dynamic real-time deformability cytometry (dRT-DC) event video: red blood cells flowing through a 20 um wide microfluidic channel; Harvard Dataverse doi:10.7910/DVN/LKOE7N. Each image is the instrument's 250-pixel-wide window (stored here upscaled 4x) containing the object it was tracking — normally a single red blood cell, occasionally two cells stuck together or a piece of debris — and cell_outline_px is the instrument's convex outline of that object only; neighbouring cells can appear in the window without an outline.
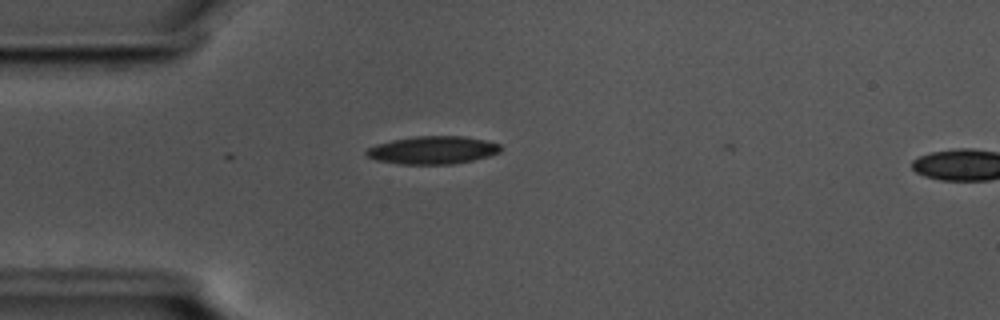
{"species": "common noctule bat (a hibernating species)", "species_latin": "Nyctalus noctula", "temperature_condition": "cold", "stored_images_in_passage": 2, "camera_frame_rate_fps": 3000, "um_per_image_px": 0.085, "animal": {"sex": "male", "body_mass_g": 17.5, "forearm_length_mm": 52.3}, "frame": {"image": 1, "passage_image": 2, "time_ms": 0.333, "image_size_px": [1000, 320], "cell_outline_px": [[500, 152], [488, 156], [472, 160], [452, 164], [400, 164], [376, 160], [368, 156], [364, 152], [368, 148], [376, 144], [392, 140], [416, 136], [464, 136], [484, 140], [500, 144]], "centroid_in_image_um": [36.76, 12.76], "position_along_channel_um": 48.2, "area_um2": 21.68}}